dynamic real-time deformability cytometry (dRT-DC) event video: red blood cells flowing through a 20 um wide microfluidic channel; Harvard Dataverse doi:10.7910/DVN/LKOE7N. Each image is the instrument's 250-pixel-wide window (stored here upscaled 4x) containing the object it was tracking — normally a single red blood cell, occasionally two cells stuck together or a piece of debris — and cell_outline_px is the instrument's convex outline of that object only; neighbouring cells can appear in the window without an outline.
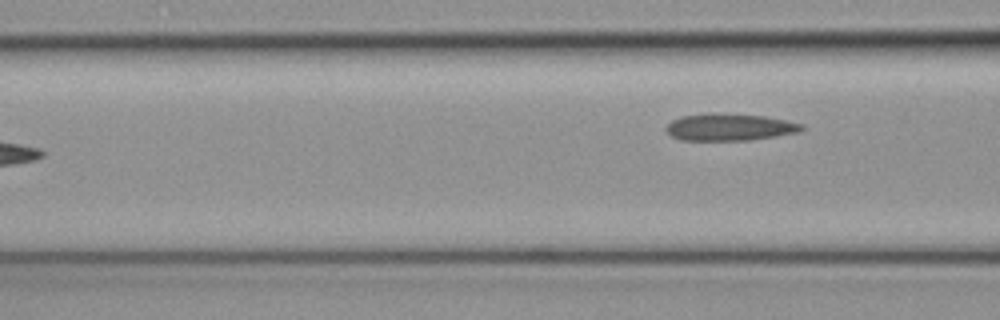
{"species": "common noctule bat (a hibernating species)", "species_latin": "Nyctalus noctula", "temperature_condition": "cold", "stored_images_in_passage": 6, "camera_frame_rate_fps": 3000, "um_per_image_px": 0.085, "animal": {"sex": "female", "body_mass_g": 19.3, "forearm_length_mm": 54.1}, "frame": {"image": 1, "passage_image": 6, "time_ms": 1.667, "image_size_px": [1000, 320], "cell_outline_px": [[804, 128], [800, 132], [776, 136], [748, 140], [680, 140], [672, 136], [664, 128], [672, 120], [680, 116], [708, 112], [712, 112], [764, 116], [804, 124]], "centroid_in_image_um": [61.99, 10.79], "position_along_channel_um": 104.6, "area_um2": 21.5}}